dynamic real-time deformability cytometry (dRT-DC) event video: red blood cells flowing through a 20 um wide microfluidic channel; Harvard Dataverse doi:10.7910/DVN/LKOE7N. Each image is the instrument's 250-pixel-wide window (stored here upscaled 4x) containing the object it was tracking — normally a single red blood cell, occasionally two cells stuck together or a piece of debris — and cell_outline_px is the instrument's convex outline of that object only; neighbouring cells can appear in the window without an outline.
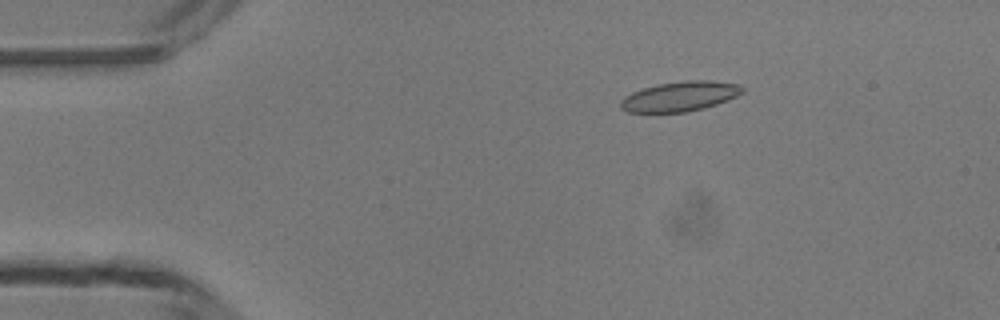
{"species": "common noctule bat (a hibernating species)", "species_latin": "Nyctalus noctula", "temperature_condition": "room temperature", "stored_images_in_passage": 48, "camera_frame_rate_fps": 3000, "um_per_image_px": 0.085, "animal": {"sex": "male", "body_mass_g": 13.3}, "frame": {"image": 1, "passage_image": 8, "time_ms": 2.333, "image_size_px": [1000, 320], "cell_outline_px": [[744, 92], [728, 100], [704, 108], [688, 112], [628, 112], [620, 108], [620, 100], [624, 96], [632, 92], [656, 84], [684, 80], [712, 80], [740, 84], [744, 88]], "centroid_in_image_um": [57.81, 8.18], "position_along_channel_um": 27.2, "area_um2": 21.39}}
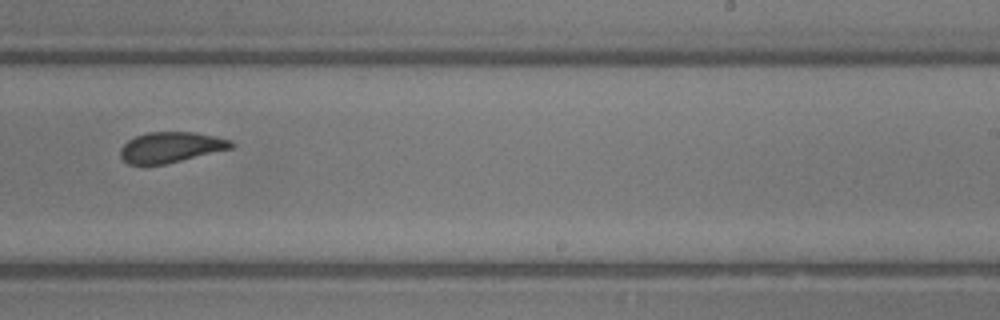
{"frame": {"image": 2, "passage_image": 30, "time_ms": 9.667, "image_size_px": [1000, 320], "cell_outline_px": [[236, 144], [232, 148], [164, 164], [128, 164], [120, 156], [120, 148], [128, 140], [136, 136], [148, 132], [196, 132], [216, 136], [232, 140]], "centroid_in_image_um": [14.54, 12.5], "position_along_channel_um": 274.5, "area_um2": 19.65}}
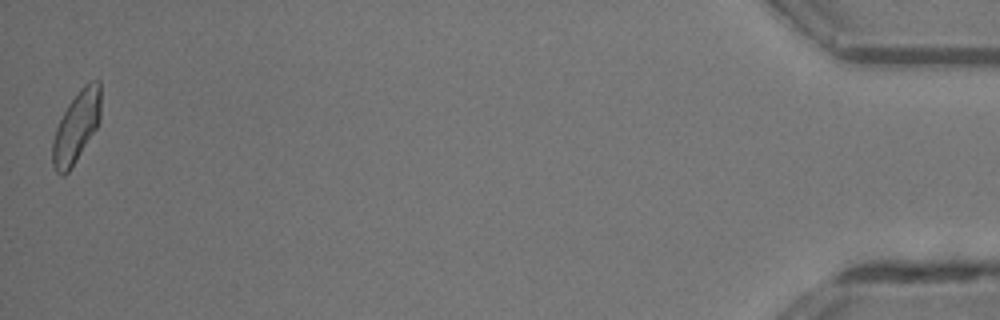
{"frame": {"image": 3, "passage_image": 48, "time_ms": 15.667, "image_size_px": [1000, 320], "cell_outline_px": [[100, 120], [96, 128], [76, 160], [68, 172], [64, 176], [60, 176], [56, 172], [52, 164], [52, 140], [56, 128], [68, 104], [80, 88], [88, 80], [100, 80]], "centroid_in_image_um": [6.48, 10.77], "position_along_channel_um": 428.7, "area_um2": 19.94}, "authors_computed_cell_mechanics": {"area_um2": 20.7213, "velocity_mm_per_s": 4.227, "shape_relaxation_time_tau1_ms": null, "shape_relaxation_time_tau2_ms": 1.1089, "deformation_change_tau1": null, "deformation_change_tau2": 0.0655}}